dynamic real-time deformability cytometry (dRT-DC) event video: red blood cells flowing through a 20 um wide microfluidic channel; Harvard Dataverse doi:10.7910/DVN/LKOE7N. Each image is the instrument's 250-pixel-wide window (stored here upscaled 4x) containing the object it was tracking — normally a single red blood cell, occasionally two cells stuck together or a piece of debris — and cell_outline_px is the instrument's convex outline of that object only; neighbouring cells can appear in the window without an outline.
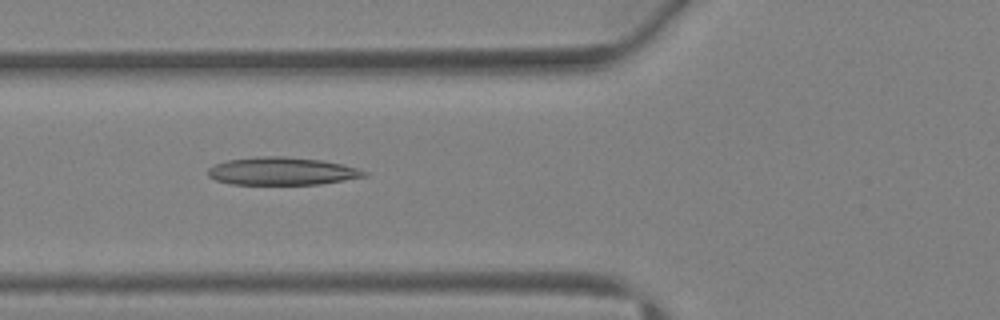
{"species": "Egyptian fruit bat (a non-hibernating species)", "species_latin": "Rousettus aegyptiacus", "temperature_condition": "warm", "stored_images_in_passage": 41, "camera_frame_rate_fps": 3000, "um_per_image_px": 0.085, "animal": {"sex": "female"}, "frame": {"image": 1, "passage_image": 15, "time_ms": 4.667, "image_size_px": [1000, 320], "cell_outline_px": [[368, 176], [320, 184], [232, 184], [216, 180], [208, 176], [208, 168], [216, 164], [228, 160], [260, 156], [284, 156], [320, 160], [344, 164], [368, 172]], "centroid_in_image_um": [23.98, 14.55], "position_along_channel_um": 101.8, "area_um2": 25.2}}
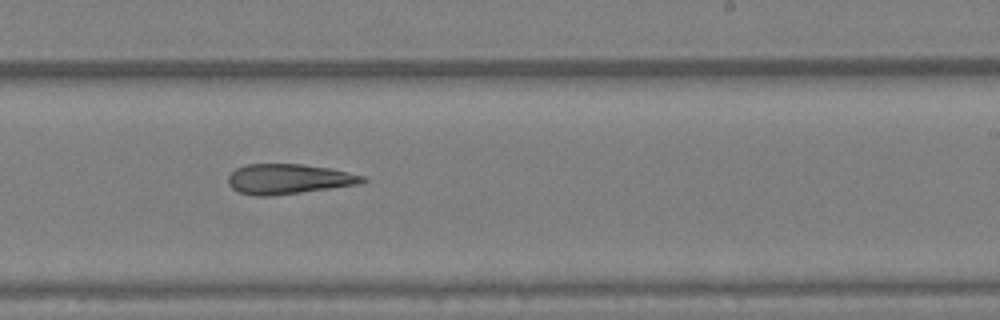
{"frame": {"image": 2, "passage_image": 25, "time_ms": 8.0, "image_size_px": [1000, 320], "cell_outline_px": [[368, 180], [360, 184], [300, 192], [268, 196], [256, 196], [240, 192], [232, 188], [228, 184], [228, 176], [236, 168], [248, 164], [304, 164], [328, 168], [348, 172], [364, 176]], "centroid_in_image_um": [24.52, 15.21], "position_along_channel_um": 264.5, "area_um2": 23.35}}
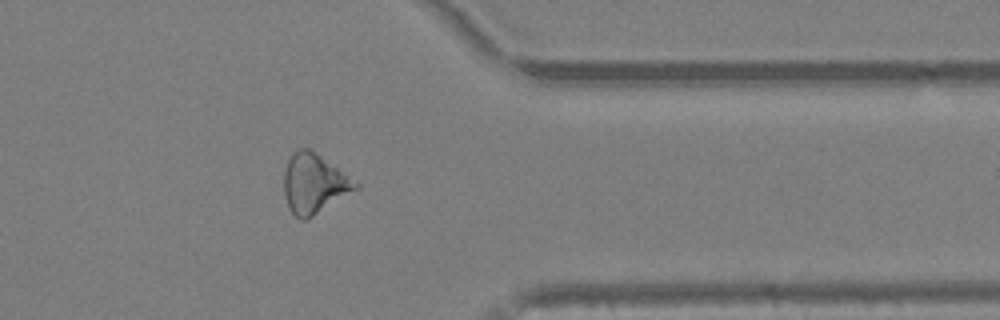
{"frame": {"image": 3, "passage_image": 33, "time_ms": 10.667, "image_size_px": [1000, 320], "cell_outline_px": [[360, 188], [308, 220], [300, 220], [288, 208], [284, 196], [284, 172], [288, 160], [292, 152], [300, 148], [308, 148], [320, 156], [360, 184]], "centroid_in_image_um": [26.69, 15.65], "position_along_channel_um": 384.7, "area_um2": 24.91}}